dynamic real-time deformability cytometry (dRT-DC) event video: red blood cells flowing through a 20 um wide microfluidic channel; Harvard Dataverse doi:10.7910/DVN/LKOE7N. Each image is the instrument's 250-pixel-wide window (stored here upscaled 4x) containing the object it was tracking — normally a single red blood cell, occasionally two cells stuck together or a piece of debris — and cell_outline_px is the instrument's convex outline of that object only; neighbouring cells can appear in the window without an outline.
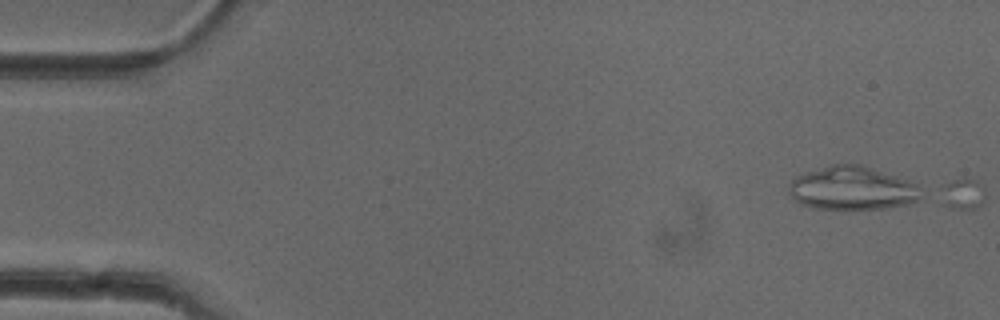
{"species": "common noctule bat (a hibernating species)", "species_latin": "Nyctalus noctula", "temperature_condition": "cold", "stored_images_in_passage": 2, "camera_frame_rate_fps": 3000, "um_per_image_px": 0.085, "animal": {"sex": "female"}, "frame": {"image": 1, "passage_image": 1, "time_ms": 0.0, "image_size_px": [1000, 320], "cell_outline_px": [[920, 200], [908, 204], [884, 208], [816, 208], [800, 204], [788, 192], [788, 184], [796, 176], [832, 164], [860, 164], [896, 176], [916, 184]], "centroid_in_image_um": [72.4, 15.99], "position_along_channel_um": 12.6, "area_um2": 32.83}}